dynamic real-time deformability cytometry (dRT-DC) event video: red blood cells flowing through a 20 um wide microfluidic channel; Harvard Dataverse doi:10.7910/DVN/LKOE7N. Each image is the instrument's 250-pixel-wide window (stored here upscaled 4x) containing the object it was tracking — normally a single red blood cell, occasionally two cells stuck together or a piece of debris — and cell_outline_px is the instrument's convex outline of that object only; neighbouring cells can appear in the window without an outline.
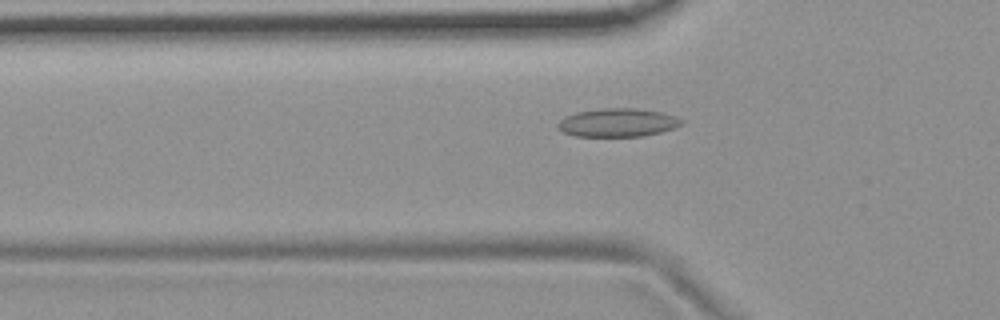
{"species": "common noctule bat (a hibernating species)", "species_latin": "Nyctalus noctula", "temperature_condition": "room temperature", "stored_images_in_passage": 54, "camera_frame_rate_fps": 3000, "um_per_image_px": 0.085, "animal": {"sex": "female", "body_mass_g": 19.9}, "frame": {"image": 1, "passage_image": 18, "time_ms": 5.667, "image_size_px": [1000, 320], "cell_outline_px": [[684, 124], [676, 128], [644, 136], [576, 136], [564, 132], [556, 128], [556, 124], [564, 116], [576, 112], [600, 108], [636, 108], [664, 112], [676, 116], [684, 120]], "centroid_in_image_um": [52.53, 10.41], "position_along_channel_um": 73.3, "area_um2": 20.81}}
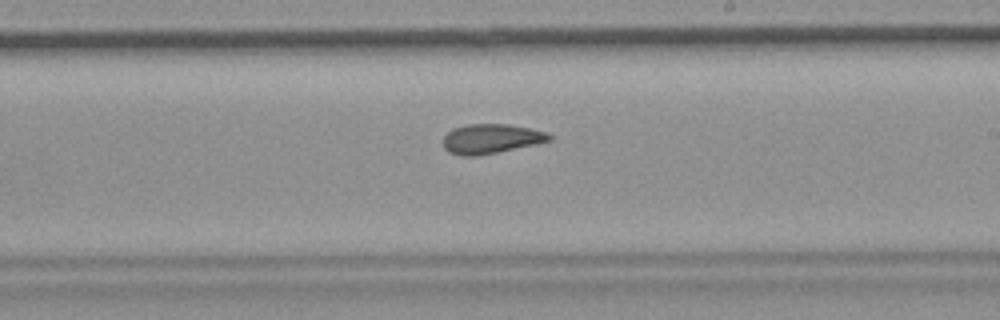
{"frame": {"image": 2, "passage_image": 32, "time_ms": 10.333, "image_size_px": [1000, 320], "cell_outline_px": [[552, 140], [496, 152], [476, 156], [460, 156], [448, 152], [444, 148], [444, 136], [452, 128], [468, 124], [508, 124], [548, 132], [552, 136]], "centroid_in_image_um": [41.71, 11.79], "position_along_channel_um": 247.3, "area_um2": 18.15}}
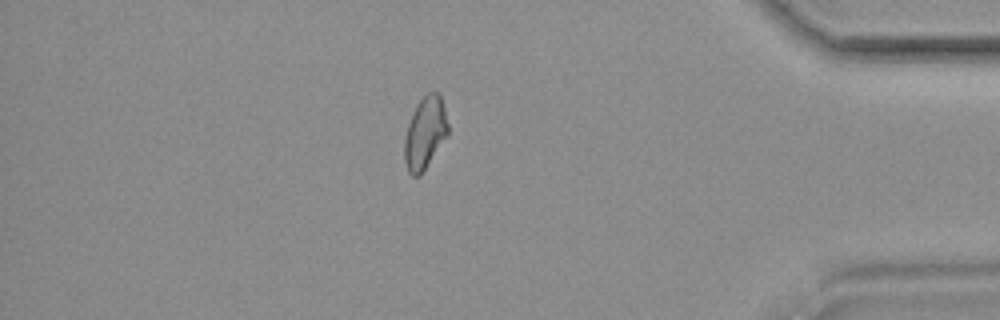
{"frame": {"image": 3, "passage_image": 47, "time_ms": 15.333, "image_size_px": [1000, 320], "cell_outline_px": [[448, 136], [420, 176], [412, 176], [408, 172], [404, 160], [404, 140], [408, 124], [416, 104], [428, 92], [436, 92], [440, 96], [444, 108], [448, 124]], "centroid_in_image_um": [36.12, 11.33], "position_along_channel_um": 399.1, "area_um2": 18.32}, "authors_computed_cell_mechanics": {"area_um2": 19.074, "velocity_mm_per_s": 3.7263, "shape_relaxation_time_tau1_ms": null, "shape_relaxation_time_tau2_ms": 2.6669, "deformation_change_tau1": null, "deformation_change_tau2": 0.0902}}